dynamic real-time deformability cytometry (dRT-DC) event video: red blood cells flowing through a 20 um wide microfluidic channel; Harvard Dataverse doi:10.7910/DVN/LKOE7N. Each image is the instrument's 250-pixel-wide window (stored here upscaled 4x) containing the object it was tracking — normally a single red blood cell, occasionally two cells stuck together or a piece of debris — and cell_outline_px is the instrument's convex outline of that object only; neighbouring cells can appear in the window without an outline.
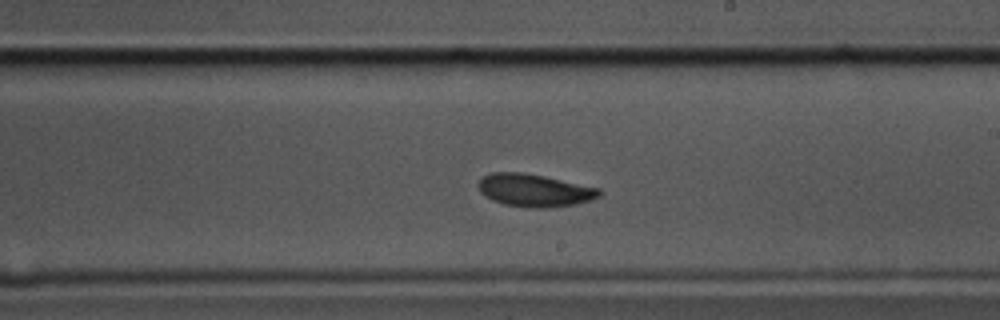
{"species": "common noctule bat (a hibernating species)", "species_latin": "Nyctalus noctula", "temperature_condition": "cold", "stored_images_in_passage": 52, "camera_frame_rate_fps": 3000, "um_per_image_px": 0.085, "animal": {"sex": "male", "body_mass_g": 17.5, "forearm_length_mm": 52.3}, "frame": {"image": 1, "passage_image": 28, "time_ms": 9.0, "image_size_px": [1000, 320], "cell_outline_px": [[600, 196], [592, 200], [576, 204], [552, 208], [528, 208], [504, 204], [492, 200], [480, 192], [476, 184], [484, 176], [492, 172], [520, 172], [544, 176], [600, 188]], "centroid_in_image_um": [45.42, 16.19], "position_along_channel_um": 243.6, "area_um2": 23.18}}
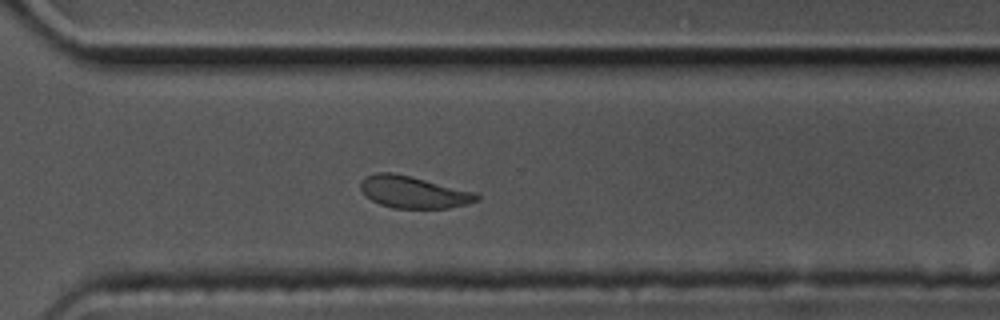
{"frame": {"image": 2, "passage_image": 36, "time_ms": 11.667, "image_size_px": [1000, 320], "cell_outline_px": [[480, 200], [468, 204], [448, 208], [392, 208], [380, 204], [372, 200], [360, 188], [360, 180], [364, 176], [376, 172], [392, 172], [412, 176], [476, 192], [480, 196]], "centroid_in_image_um": [35.16, 16.32], "position_along_channel_um": 335.4, "area_um2": 21.85}}
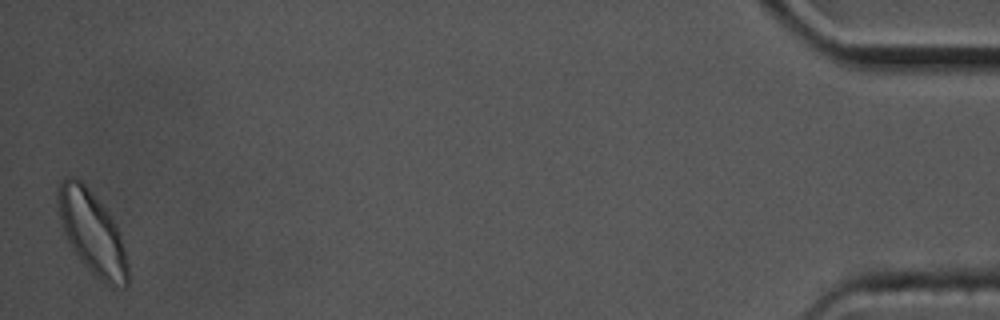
{"frame": {"image": 3, "passage_image": 52, "time_ms": 17.0, "image_size_px": [1000, 320], "cell_outline_px": [[128, 284], [124, 288], [112, 288], [100, 280], [84, 264], [72, 248], [64, 232], [56, 204], [56, 188], [60, 180], [64, 176], [76, 176], [88, 188], [112, 216], [120, 232], [128, 264]], "centroid_in_image_um": [7.82, 19.74], "position_along_channel_um": 427.4, "area_um2": 34.16}, "authors_computed_cell_mechanics": {"area_um2": 22.9755, "velocity_mm_per_s": 3.4396, "shape_relaxation_time_tau1_ms": 3.4887, "shape_relaxation_time_tau2_ms": 6.8381, "deformation_change_tau1": 0.1256, "deformation_change_tau2": 0.0941}}